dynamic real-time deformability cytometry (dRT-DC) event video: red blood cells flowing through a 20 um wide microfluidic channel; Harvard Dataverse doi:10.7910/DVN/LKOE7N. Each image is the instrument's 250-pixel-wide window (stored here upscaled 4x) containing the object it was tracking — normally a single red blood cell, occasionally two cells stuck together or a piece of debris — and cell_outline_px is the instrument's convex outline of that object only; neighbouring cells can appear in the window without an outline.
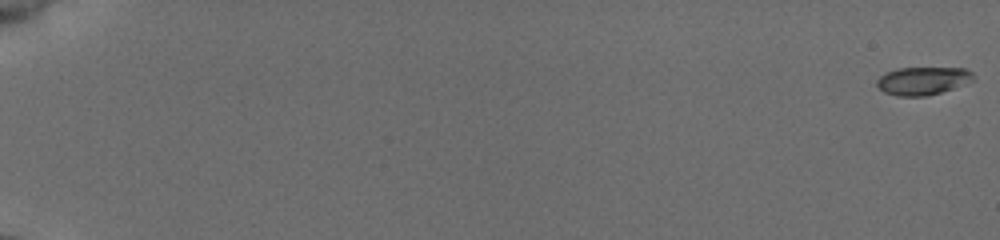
{"species": "common noctule bat (a hibernating species)", "species_latin": "Nyctalus noctula", "temperature_condition": "cold", "stored_images_in_passage": 56, "camera_frame_rate_fps": 3000, "um_per_image_px": 0.085, "animal": {"sex": "female", "body_mass_g": 19.5, "forearm_length_mm": 54.1}, "frame": {"image": 1, "passage_image": 1, "time_ms": 0.0, "image_size_px": [1000, 240], "cell_outline_px": [[972, 80], [952, 88], [928, 96], [896, 96], [884, 92], [876, 84], [876, 80], [880, 76], [888, 72], [900, 68], [964, 68], [972, 72]], "centroid_in_image_um": [78.39, 6.87], "position_along_channel_um": 6.6, "area_um2": 15.43}}
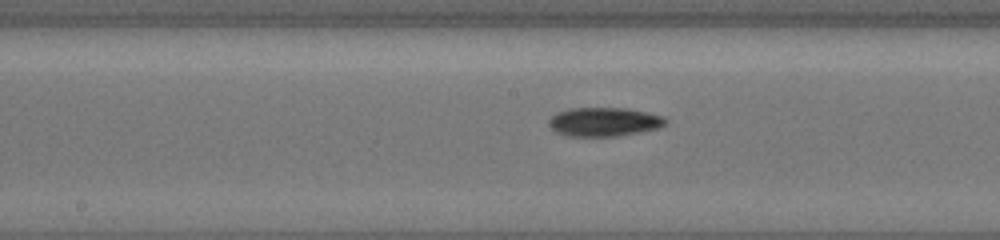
{"frame": {"image": 2, "passage_image": 32, "time_ms": 10.333, "image_size_px": [1000, 240], "cell_outline_px": [[668, 120], [660, 128], [640, 132], [616, 136], [568, 136], [556, 132], [548, 124], [548, 120], [556, 112], [568, 108], [628, 108], [664, 116]], "centroid_in_image_um": [51.34, 10.35], "position_along_channel_um": 196.9, "area_um2": 19.77}}
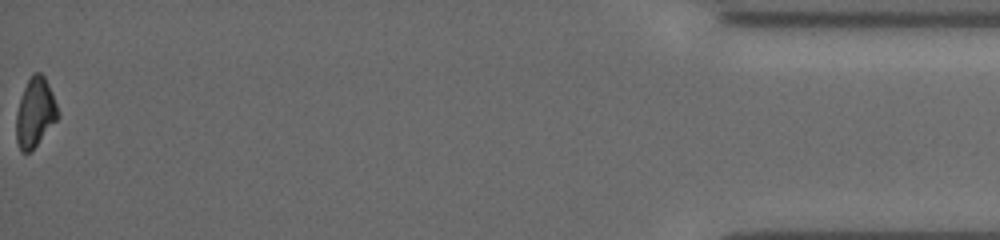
{"frame": {"image": 3, "passage_image": 56, "time_ms": 18.333, "image_size_px": [1000, 240], "cell_outline_px": [[60, 116], [36, 144], [28, 152], [20, 152], [16, 140], [16, 112], [24, 88], [32, 72], [40, 72], [44, 76], [52, 92], [60, 112]], "centroid_in_image_um": [2.99, 9.54], "position_along_channel_um": 432.2, "area_um2": 16.65}, "authors_computed_cell_mechanics": {"area_um2": 17.4556, "velocity_mm_per_s": 3.9389, "shape_relaxation_time_tau1_ms": 3.1917, "shape_relaxation_time_tau2_ms": null, "deformation_change_tau1": 0.0967, "deformation_change_tau2": null}}